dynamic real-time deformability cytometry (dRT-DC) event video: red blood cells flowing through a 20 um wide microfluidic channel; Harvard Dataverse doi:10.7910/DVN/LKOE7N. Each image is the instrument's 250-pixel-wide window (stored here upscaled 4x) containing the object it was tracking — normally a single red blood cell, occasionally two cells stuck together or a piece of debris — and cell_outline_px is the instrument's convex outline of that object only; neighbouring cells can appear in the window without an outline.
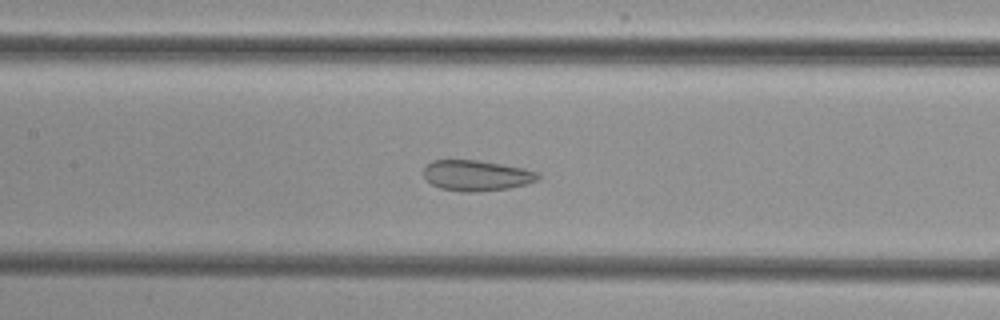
{"species": "common noctule bat (a hibernating species)", "species_latin": "Nyctalus noctula", "temperature_condition": "cold", "stored_images_in_passage": 42, "camera_frame_rate_fps": 3000, "um_per_image_px": 0.085, "animal": {"sex": "female", "body_mass_g": 29.2, "forearm_length_mm": 56.3}, "frame": {"image": 1, "passage_image": 14, "time_ms": 4.333, "image_size_px": [1000, 320], "cell_outline_px": [[540, 180], [508, 188], [476, 192], [460, 192], [440, 188], [432, 184], [424, 176], [424, 168], [432, 160], [476, 160], [524, 168], [536, 172], [540, 176]], "centroid_in_image_um": [40.49, 14.92], "position_along_channel_um": 166.9, "area_um2": 20.29}}
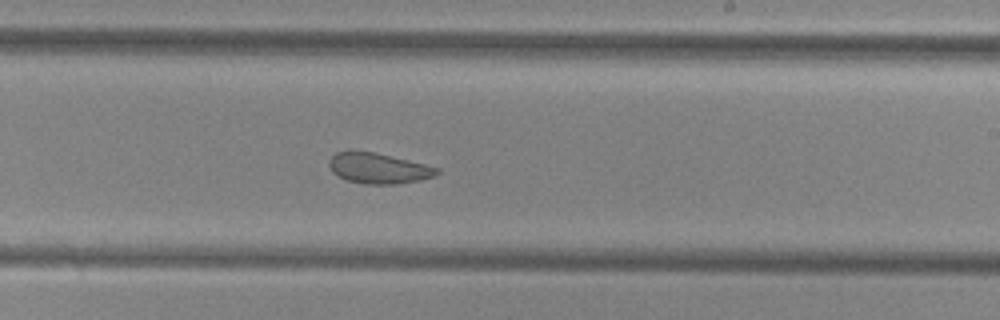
{"frame": {"image": 2, "passage_image": 21, "time_ms": 6.667, "image_size_px": [1000, 320], "cell_outline_px": [[440, 172], [436, 176], [420, 180], [396, 184], [364, 184], [348, 180], [332, 172], [328, 164], [328, 160], [336, 152], [348, 148], [376, 152], [440, 168]], "centroid_in_image_um": [32.14, 14.27], "position_along_channel_um": 256.9, "area_um2": 19.59}}
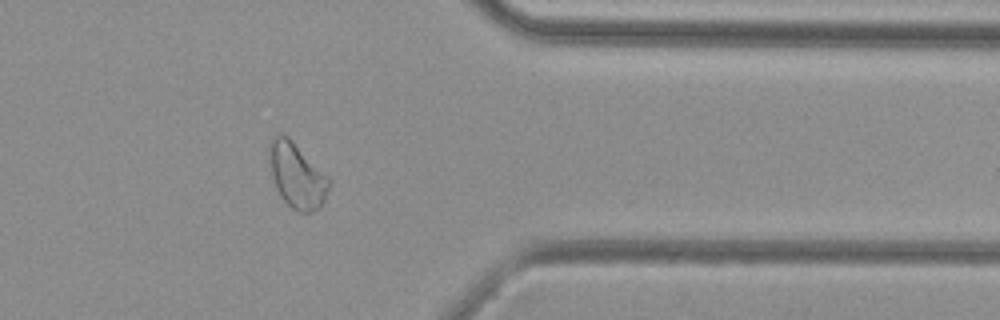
{"frame": {"image": 3, "passage_image": 32, "time_ms": 10.333, "image_size_px": [1000, 320], "cell_outline_px": [[332, 184], [320, 208], [312, 212], [300, 212], [292, 208], [280, 196], [276, 188], [272, 176], [268, 152], [268, 140], [272, 136], [288, 136], [332, 180]], "centroid_in_image_um": [25.24, 14.92], "position_along_channel_um": 386.2, "area_um2": 22.77}}